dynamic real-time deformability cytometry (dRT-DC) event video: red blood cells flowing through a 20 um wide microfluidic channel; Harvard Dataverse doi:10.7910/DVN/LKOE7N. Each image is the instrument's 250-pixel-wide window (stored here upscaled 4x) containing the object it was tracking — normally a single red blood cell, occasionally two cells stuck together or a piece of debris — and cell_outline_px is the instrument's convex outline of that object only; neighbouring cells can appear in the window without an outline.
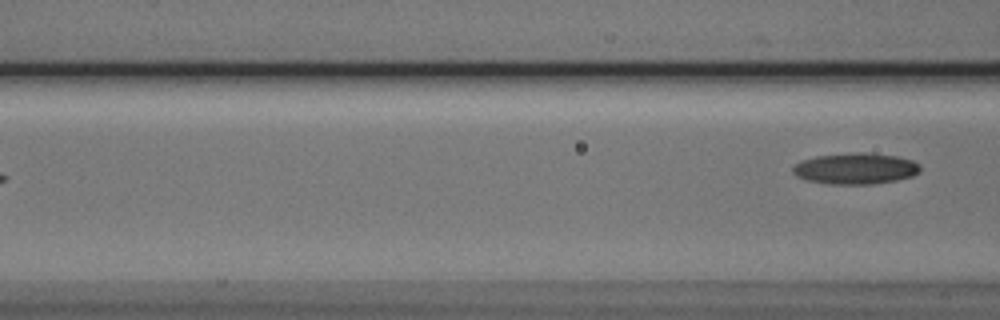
{"species": "Egyptian fruit bat (a non-hibernating species)", "species_latin": "Rousettus aegyptiacus", "temperature_condition": "cold", "stored_images_in_passage": 7, "camera_frame_rate_fps": 3000, "um_per_image_px": 0.085, "animal": {"sex": "male"}, "frame": {"image": 1, "passage_image": 7, "time_ms": 7.0, "image_size_px": [1000, 320], "cell_outline_px": [[920, 172], [912, 176], [896, 180], [872, 184], [828, 184], [808, 180], [796, 176], [792, 172], [792, 168], [796, 164], [804, 160], [816, 156], [856, 152], [864, 152], [896, 156], [912, 160], [920, 164]], "centroid_in_image_um": [72.74, 14.33], "position_along_channel_um": 93.9, "area_um2": 23.06}}